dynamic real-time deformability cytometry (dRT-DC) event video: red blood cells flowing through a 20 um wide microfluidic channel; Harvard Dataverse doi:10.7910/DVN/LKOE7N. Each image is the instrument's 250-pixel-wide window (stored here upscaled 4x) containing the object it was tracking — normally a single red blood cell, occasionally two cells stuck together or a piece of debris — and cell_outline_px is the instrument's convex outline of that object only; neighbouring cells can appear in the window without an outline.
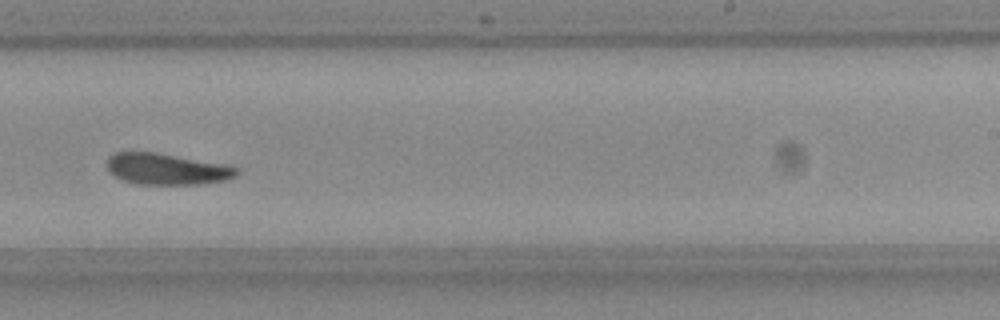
{"species": "Egyptian fruit bat (a non-hibernating species)", "species_latin": "Rousettus aegyptiacus", "temperature_condition": "room temperature", "stored_images_in_passage": 9, "camera_frame_rate_fps": 3000, "um_per_image_px": 0.085, "frame": {"image": 1, "passage_image": 9, "time_ms": 2.667, "image_size_px": [1000, 320], "cell_outline_px": [[240, 172], [236, 176], [228, 180], [200, 184], [136, 184], [124, 180], [108, 172], [108, 156], [116, 152], [156, 152], [224, 164], [240, 168]], "centroid_in_image_um": [14.21, 14.37], "position_along_channel_um": 274.8, "area_um2": 23.7}}